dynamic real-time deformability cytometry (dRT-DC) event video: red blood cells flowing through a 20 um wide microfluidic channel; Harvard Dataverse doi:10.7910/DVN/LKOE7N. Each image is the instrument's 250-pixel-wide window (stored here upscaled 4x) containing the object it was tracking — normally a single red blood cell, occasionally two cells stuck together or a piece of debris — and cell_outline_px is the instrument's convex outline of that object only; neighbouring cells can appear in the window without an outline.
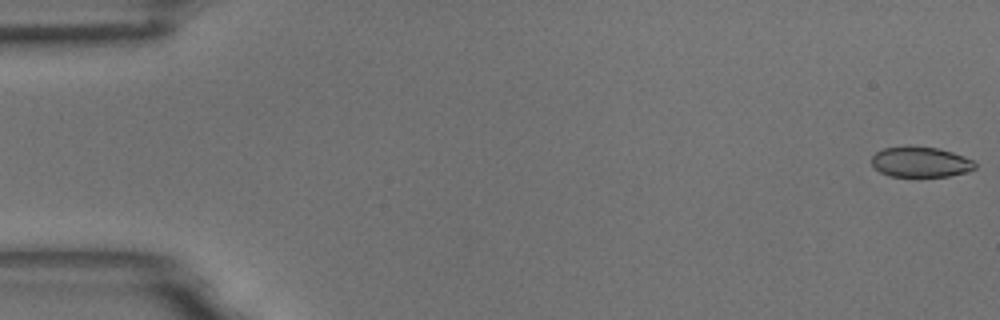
{"species": "common noctule bat (a hibernating species)", "species_latin": "Nyctalus noctula", "temperature_condition": "room temperature", "stored_images_in_passage": 6, "camera_frame_rate_fps": 3000, "um_per_image_px": 0.085, "animal": {"sex": "male", "body_mass_g": 18.8}, "frame": {"image": 1, "passage_image": 1, "time_ms": 0.0, "image_size_px": [1000, 320], "cell_outline_px": [[976, 168], [964, 172], [948, 176], [888, 176], [880, 172], [872, 164], [872, 156], [876, 152], [884, 148], [908, 144], [936, 148], [952, 152], [964, 156], [972, 160], [976, 164]], "centroid_in_image_um": [78.21, 13.74], "position_along_channel_um": 6.8, "area_um2": 18.44}}